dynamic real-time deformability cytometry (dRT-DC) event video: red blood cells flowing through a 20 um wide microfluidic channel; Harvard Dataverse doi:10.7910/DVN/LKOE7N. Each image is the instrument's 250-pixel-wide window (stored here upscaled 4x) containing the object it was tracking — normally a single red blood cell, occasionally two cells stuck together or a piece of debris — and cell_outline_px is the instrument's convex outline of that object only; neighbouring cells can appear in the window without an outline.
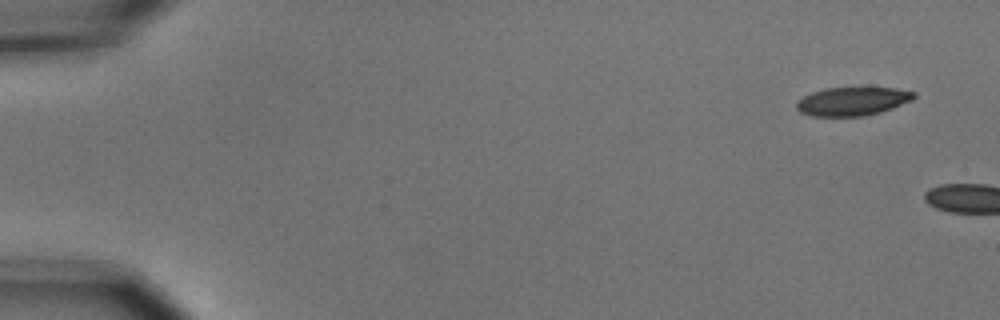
{"species": "common noctule bat (a hibernating species)", "species_latin": "Nyctalus noctula", "temperature_condition": "cold", "stored_images_in_passage": 6, "segment_of_instrument_passage": [2, 2], "camera_frame_rate_fps": 3000, "um_per_image_px": 0.085, "animal": {"sex": "male", "body_mass_g": 15.6}, "frame": {"image": 1, "passage_image": 6, "time_ms": 1.667, "image_size_px": [1000, 320], "cell_outline_px": [[916, 96], [912, 100], [892, 108], [880, 112], [864, 116], [812, 116], [800, 112], [796, 108], [796, 100], [812, 92], [824, 88], [856, 84], [860, 84], [896, 88], [916, 92]], "centroid_in_image_um": [72.48, 8.54], "position_along_channel_um": 12.5, "area_um2": 20.63}}